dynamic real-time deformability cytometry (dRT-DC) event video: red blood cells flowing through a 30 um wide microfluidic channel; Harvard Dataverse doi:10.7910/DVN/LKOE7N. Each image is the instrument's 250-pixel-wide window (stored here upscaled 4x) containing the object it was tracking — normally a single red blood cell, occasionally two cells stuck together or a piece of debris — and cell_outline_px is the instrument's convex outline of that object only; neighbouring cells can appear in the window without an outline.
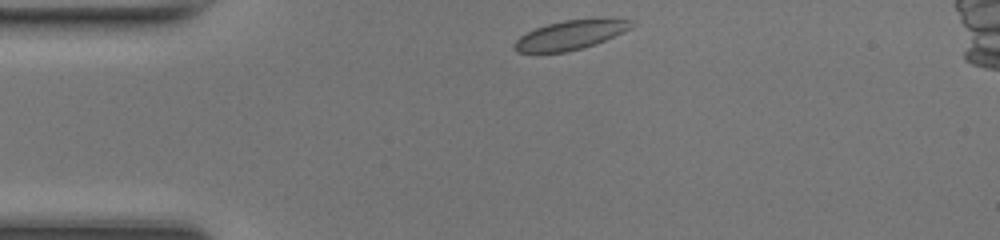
{"species": "common noctule bat (a hibernating species)", "species_latin": "Nyctalus noctula", "temperature_condition": "room temperature", "stored_images_in_passage": 39, "camera_frame_rate_fps": 3000, "um_per_image_px": 0.085, "animal": {"sex": "female", "body_mass_g": 17.0, "forearm_length_mm": 48.0}, "frame": {"image": 1, "passage_image": 1, "time_ms": 0.0, "image_size_px": [1000, 240], "cell_outline_px": [[636, 24], [632, 28], [604, 40], [580, 48], [564, 52], [516, 52], [512, 44], [520, 36], [536, 28], [548, 24], [564, 20], [596, 16], [612, 16], [632, 20]], "centroid_in_image_um": [48.59, 2.9], "position_along_channel_um": 36.4, "area_um2": 20.4}}
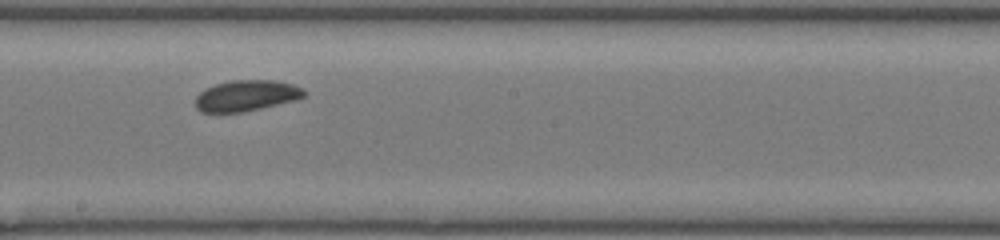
{"frame": {"image": 2, "passage_image": 17, "time_ms": 5.333, "image_size_px": [1000, 240], "cell_outline_px": [[308, 92], [304, 96], [296, 100], [244, 112], [200, 112], [196, 108], [196, 96], [204, 88], [216, 84], [232, 80], [276, 80], [292, 84]], "centroid_in_image_um": [20.94, 8.13], "position_along_channel_um": 227.3, "area_um2": 19.65}}
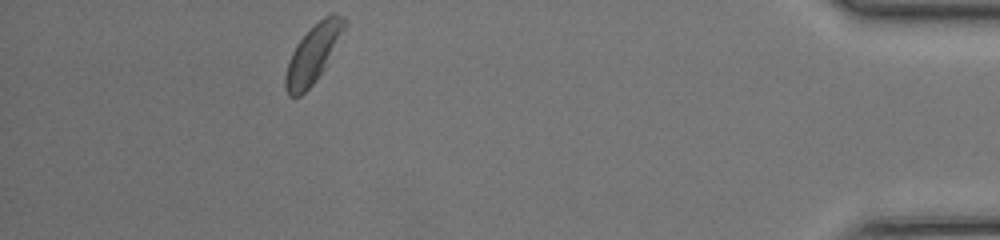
{"frame": {"image": 3, "passage_image": 34, "time_ms": 11.0, "image_size_px": [1000, 240], "cell_outline_px": [[348, 24], [324, 68], [316, 80], [300, 96], [288, 96], [284, 88], [284, 76], [288, 60], [296, 44], [324, 16], [332, 12], [336, 12], [344, 16], [348, 20]], "centroid_in_image_um": [26.62, 4.55], "position_along_channel_um": 408.6, "area_um2": 19.88}, "authors_computed_cell_mechanics": {"area_um2": 19.7676, "velocity_mm_per_s": 4.2719, "shape_relaxation_time_tau1_ms": 3.6296, "shape_relaxation_time_tau2_ms": null, "deformation_change_tau1": 0.0713, "deformation_change_tau2": null}}